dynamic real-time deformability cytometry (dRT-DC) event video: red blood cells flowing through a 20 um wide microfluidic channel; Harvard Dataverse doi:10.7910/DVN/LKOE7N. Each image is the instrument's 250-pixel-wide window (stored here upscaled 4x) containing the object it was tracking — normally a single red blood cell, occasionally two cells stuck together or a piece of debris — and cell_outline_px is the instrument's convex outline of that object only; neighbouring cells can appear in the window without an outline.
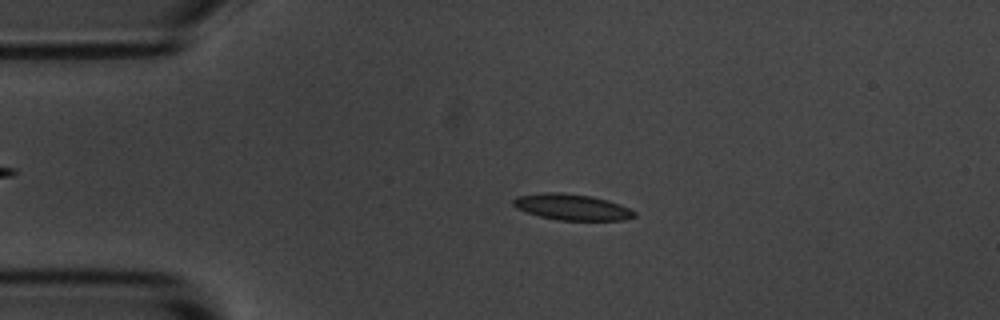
{"species": "common noctule bat (a hibernating species)", "species_latin": "Nyctalus noctula", "temperature_condition": "room temperature", "stored_images_in_passage": 52, "camera_frame_rate_fps": 3000, "um_per_image_px": 0.085, "animal": {"sex": "male", "body_mass_g": 20.1, "forearm_length_mm": 53.5}, "frame": {"image": 1, "passage_image": 9, "time_ms": 2.667, "image_size_px": [1000, 320], "cell_outline_px": [[636, 216], [624, 220], [560, 220], [540, 216], [516, 208], [512, 204], [512, 200], [516, 196], [544, 192], [556, 192], [592, 196], [608, 200], [620, 204], [636, 212]], "centroid_in_image_um": [48.61, 17.59], "position_along_channel_um": 36.4, "area_um2": 18.32}}
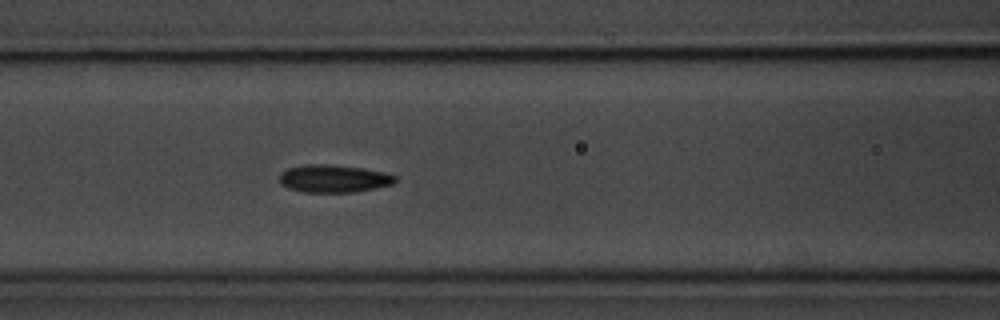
{"frame": {"image": 2, "passage_image": 20, "time_ms": 6.333, "image_size_px": [1000, 320], "cell_outline_px": [[396, 180], [392, 184], [376, 188], [352, 192], [304, 192], [288, 188], [280, 184], [280, 172], [288, 168], [308, 164], [328, 164], [364, 168], [384, 172], [396, 176]], "centroid_in_image_um": [28.35, 15.18], "position_along_channel_um": 138.2, "area_um2": 18.67}}
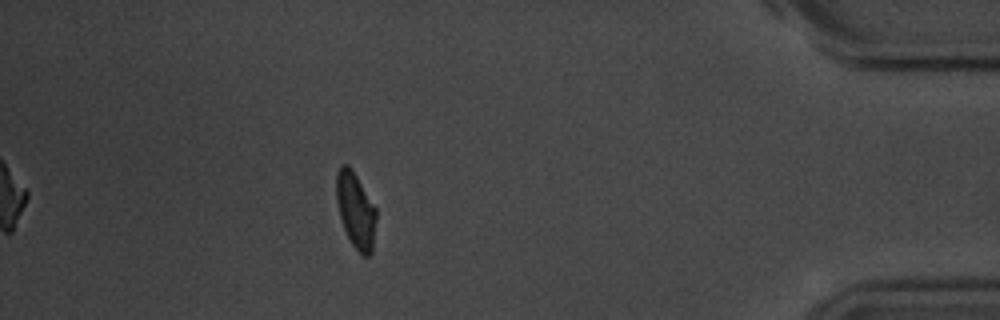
{"frame": {"image": 3, "passage_image": 46, "time_ms": 15.0, "image_size_px": [1000, 320], "cell_outline_px": [[376, 220], [372, 252], [368, 256], [364, 256], [352, 244], [344, 228], [340, 216], [336, 200], [336, 172], [340, 164], [348, 164], [352, 168], [376, 208]], "centroid_in_image_um": [30.22, 17.82], "position_along_channel_um": 405.0, "area_um2": 17.57}, "authors_computed_cell_mechanics": {"area_um2": 17.8313, "velocity_mm_per_s": 3.6414, "shape_relaxation_time_tau1_ms": 3.0119, "shape_relaxation_time_tau2_ms": 5.264, "deformation_change_tau1": 0.1111, "deformation_change_tau2": 0.1018}}